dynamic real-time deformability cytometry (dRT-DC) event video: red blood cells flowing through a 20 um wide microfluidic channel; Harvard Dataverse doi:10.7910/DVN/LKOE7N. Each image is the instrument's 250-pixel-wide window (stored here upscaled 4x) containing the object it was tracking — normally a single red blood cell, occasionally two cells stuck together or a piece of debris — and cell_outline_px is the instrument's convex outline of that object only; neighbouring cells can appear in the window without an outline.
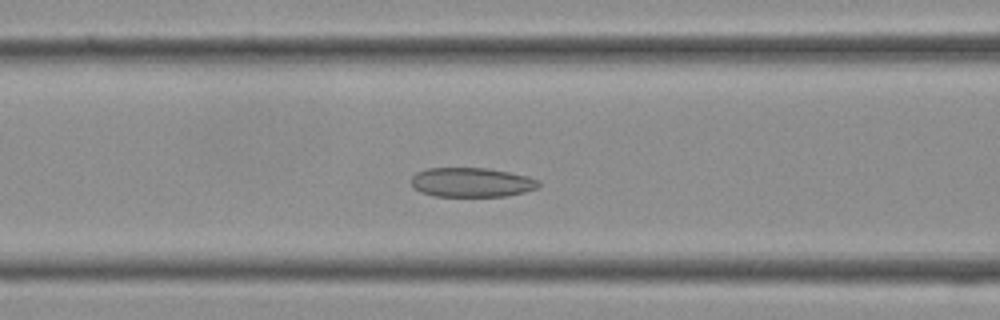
{"species": "Egyptian fruit bat (a non-hibernating species)", "species_latin": "Rousettus aegyptiacus", "temperature_condition": "cold", "stored_images_in_passage": 37, "camera_frame_rate_fps": 3000, "um_per_image_px": 0.085, "frame": {"image": 1, "passage_image": 14, "time_ms": 4.333, "image_size_px": [1000, 320], "cell_outline_px": [[540, 184], [536, 188], [524, 192], [504, 196], [432, 196], [420, 192], [412, 188], [412, 176], [416, 172], [428, 168], [488, 168], [528, 176], [540, 180]], "centroid_in_image_um": [40.06, 15.5], "position_along_channel_um": 126.5, "area_um2": 21.91}}
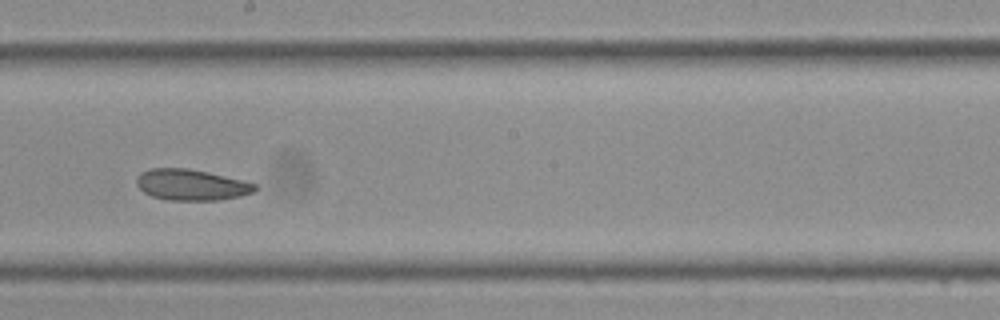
{"frame": {"image": 2, "passage_image": 20, "time_ms": 6.333, "image_size_px": [1000, 320], "cell_outline_px": [[256, 188], [252, 192], [240, 196], [220, 200], [168, 200], [152, 196], [144, 192], [136, 184], [136, 176], [140, 172], [152, 168], [188, 168], [208, 172], [244, 180], [256, 184]], "centroid_in_image_um": [16.24, 15.7], "position_along_channel_um": 232.0, "area_um2": 21.44}}
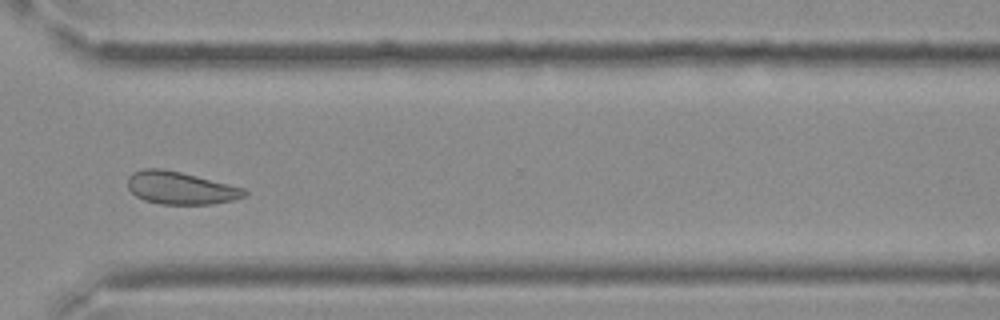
{"frame": {"image": 3, "passage_image": 27, "time_ms": 8.667, "image_size_px": [1000, 320], "cell_outline_px": [[248, 192], [244, 196], [232, 200], [212, 204], [160, 204], [144, 200], [136, 196], [128, 188], [128, 176], [132, 172], [144, 168], [160, 168], [180, 172], [244, 188]], "centroid_in_image_um": [15.3, 15.98], "position_along_channel_um": 355.3, "area_um2": 22.02}}